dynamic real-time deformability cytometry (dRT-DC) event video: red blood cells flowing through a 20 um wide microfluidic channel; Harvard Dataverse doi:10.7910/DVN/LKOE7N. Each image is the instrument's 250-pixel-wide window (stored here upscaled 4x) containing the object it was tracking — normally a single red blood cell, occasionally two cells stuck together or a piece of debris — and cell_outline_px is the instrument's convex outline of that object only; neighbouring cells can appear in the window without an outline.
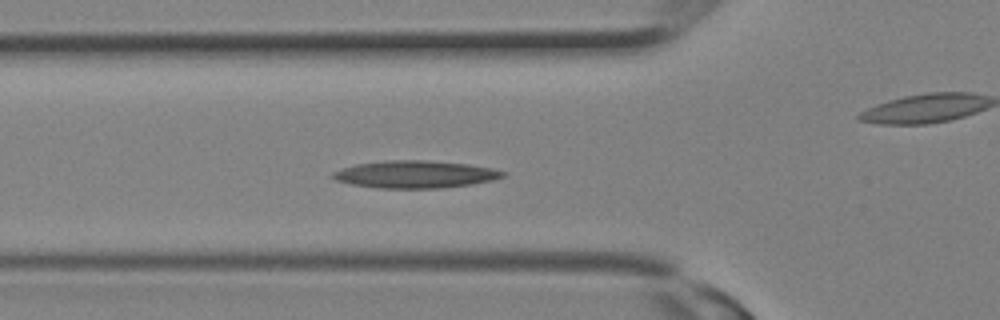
{"species": "Egyptian fruit bat (a non-hibernating species)", "species_latin": "Rousettus aegyptiacus", "temperature_condition": "room temperature", "stored_images_in_passage": 12, "camera_frame_rate_fps": 3000, "um_per_image_px": 0.085, "animal": {"sex": "female"}, "frame": {"image": 1, "passage_image": 9, "time_ms": 2.667, "image_size_px": [1000, 320], "cell_outline_px": [[508, 172], [504, 176], [492, 180], [468, 184], [440, 188], [376, 188], [352, 184], [336, 180], [328, 176], [332, 172], [356, 164], [384, 160], [428, 160], [468, 164], [492, 168]], "centroid_in_image_um": [35.26, 14.81], "position_along_channel_um": 90.5, "area_um2": 27.11}}